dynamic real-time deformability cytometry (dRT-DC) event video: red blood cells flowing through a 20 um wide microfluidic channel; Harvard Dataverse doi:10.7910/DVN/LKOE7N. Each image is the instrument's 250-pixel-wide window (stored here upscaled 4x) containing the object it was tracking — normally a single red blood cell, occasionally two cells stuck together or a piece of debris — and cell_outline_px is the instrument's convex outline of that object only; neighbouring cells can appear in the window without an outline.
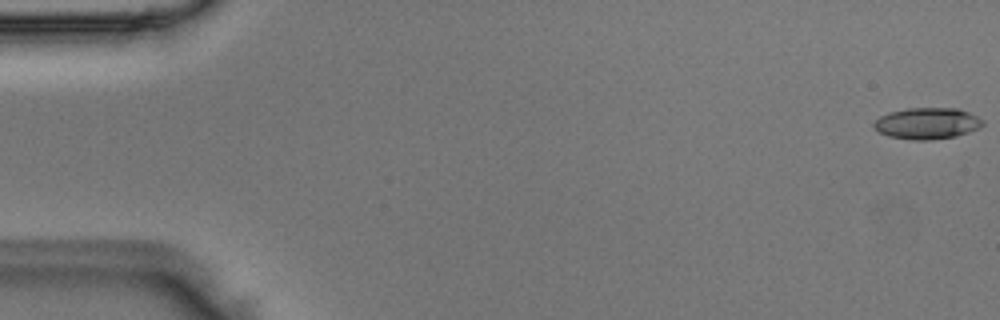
{"species": "Egyptian fruit bat (a non-hibernating species)", "species_latin": "Rousettus aegyptiacus", "temperature_condition": "room temperature", "stored_images_in_passage": 50, "camera_frame_rate_fps": 3000, "um_per_image_px": 0.085, "animal": {"sex": "male"}, "frame": {"image": 1, "passage_image": 1, "time_ms": 0.0, "image_size_px": [1000, 320], "cell_outline_px": [[984, 124], [980, 128], [956, 136], [932, 140], [912, 140], [888, 136], [872, 128], [872, 124], [880, 116], [888, 112], [908, 108], [960, 108], [984, 120]], "centroid_in_image_um": [78.8, 10.49], "position_along_channel_um": 6.2, "area_um2": 20.11}}
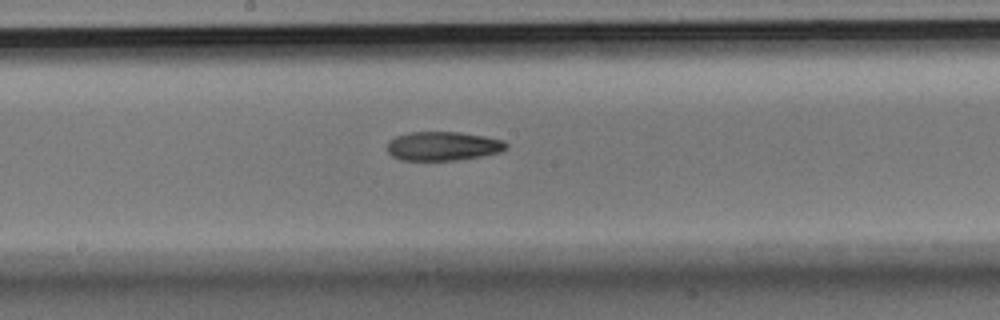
{"frame": {"image": 2, "passage_image": 27, "time_ms": 8.667, "image_size_px": [1000, 320], "cell_outline_px": [[508, 148], [500, 152], [480, 156], [456, 160], [400, 160], [392, 156], [388, 152], [388, 140], [396, 136], [408, 132], [460, 132], [484, 136], [504, 140], [508, 144]], "centroid_in_image_um": [37.65, 12.41], "position_along_channel_um": 210.5, "area_um2": 20.17}}
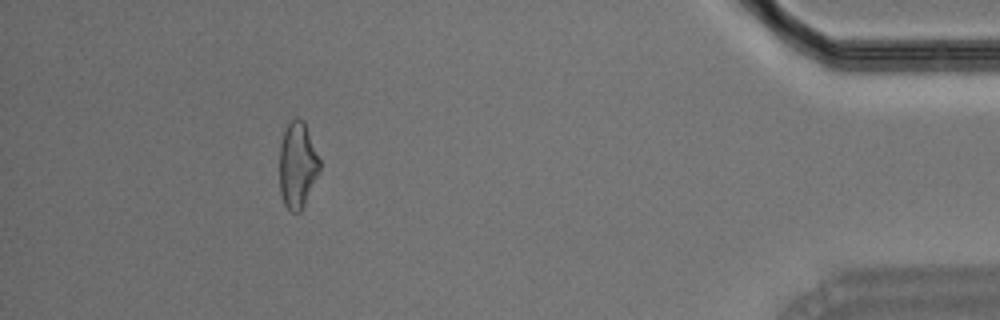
{"frame": {"image": 3, "passage_image": 46, "time_ms": 15.0, "image_size_px": [1000, 320], "cell_outline_px": [[320, 172], [300, 212], [292, 212], [284, 204], [280, 192], [280, 144], [284, 132], [288, 124], [296, 116], [304, 120], [320, 160]], "centroid_in_image_um": [25.29, 14.02], "position_along_channel_um": 409.9, "area_um2": 20.11}}